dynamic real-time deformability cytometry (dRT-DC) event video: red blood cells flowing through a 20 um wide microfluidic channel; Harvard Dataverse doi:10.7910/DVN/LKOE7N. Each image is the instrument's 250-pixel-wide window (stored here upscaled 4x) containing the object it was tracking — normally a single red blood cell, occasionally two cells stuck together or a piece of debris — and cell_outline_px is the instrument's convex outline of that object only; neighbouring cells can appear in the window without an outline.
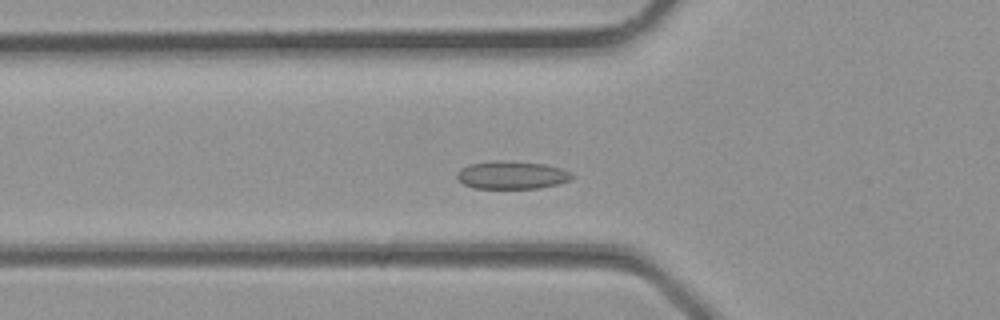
{"species": "common noctule bat (a hibernating species)", "species_latin": "Nyctalus noctula", "temperature_condition": "room temperature", "stored_images_in_passage": 25, "camera_frame_rate_fps": 3000, "um_per_image_px": 0.085, "animal": {"sex": "male", "body_mass_g": 23.1, "forearm_length_mm": 52.7}, "frame": {"image": 1, "passage_image": 2, "time_ms": 0.333, "image_size_px": [1000, 320], "cell_outline_px": [[576, 176], [568, 180], [556, 184], [540, 188], [476, 188], [464, 184], [456, 176], [456, 172], [460, 168], [468, 164], [492, 160], [508, 160], [544, 164], [560, 168]], "centroid_in_image_um": [43.46, 14.86], "position_along_channel_um": 82.3, "area_um2": 18.73}}
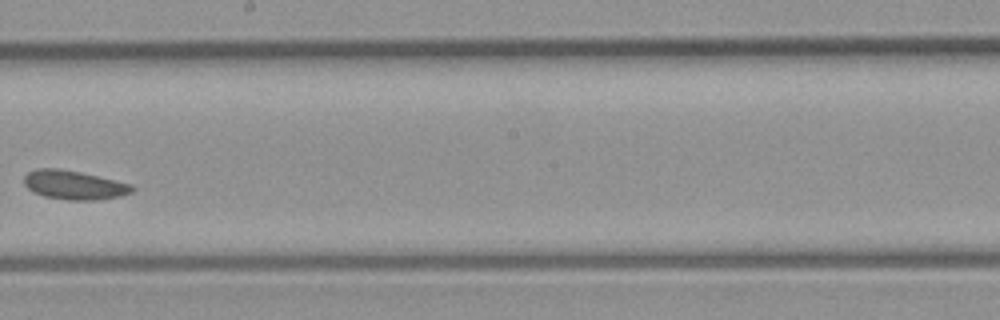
{"frame": {"image": 2, "passage_image": 10, "time_ms": 3.0, "image_size_px": [1000, 320], "cell_outline_px": [[136, 188], [132, 192], [120, 196], [96, 200], [68, 200], [44, 196], [32, 192], [24, 184], [24, 176], [28, 172], [36, 168], [60, 168], [80, 172], [132, 184]], "centroid_in_image_um": [6.28, 15.72], "position_along_channel_um": 241.9, "area_um2": 18.32}}
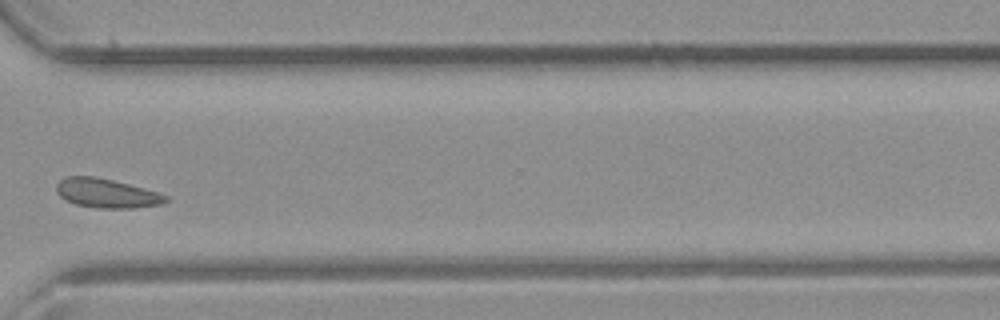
{"frame": {"image": 3, "passage_image": 16, "time_ms": 5.0, "image_size_px": [1000, 320], "cell_outline_px": [[168, 200], [164, 204], [132, 208], [96, 208], [76, 204], [60, 196], [56, 192], [56, 184], [64, 176], [92, 176], [112, 180], [128, 184], [156, 192], [168, 196]], "centroid_in_image_um": [9.04, 16.43], "position_along_channel_um": 361.6, "area_um2": 18.44}}